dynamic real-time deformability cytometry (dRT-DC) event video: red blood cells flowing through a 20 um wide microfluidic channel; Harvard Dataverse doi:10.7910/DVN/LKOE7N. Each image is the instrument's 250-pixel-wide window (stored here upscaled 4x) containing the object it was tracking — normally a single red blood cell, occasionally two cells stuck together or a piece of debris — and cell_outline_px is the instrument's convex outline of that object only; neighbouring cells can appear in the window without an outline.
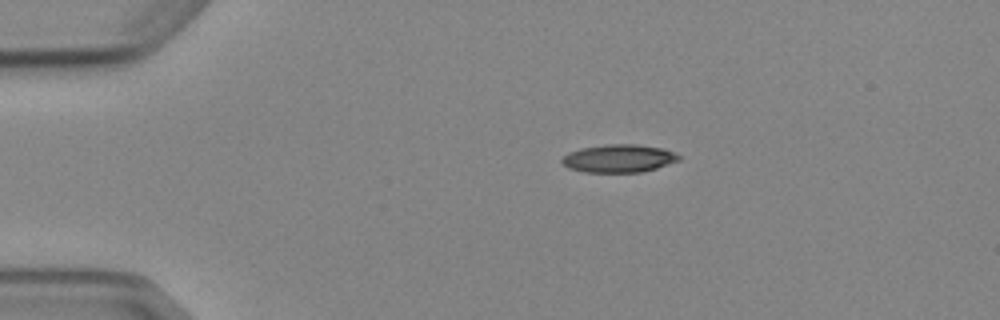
{"species": "Egyptian fruit bat (a non-hibernating species)", "species_latin": "Rousettus aegyptiacus", "temperature_condition": "cold", "stored_images_in_passage": 2, "camera_frame_rate_fps": 3000, "um_per_image_px": 0.085, "animal": {"sex": "female"}, "frame": {"image": 1, "passage_image": 1, "time_ms": 0.0, "image_size_px": [1000, 320], "cell_outline_px": [[680, 160], [656, 168], [640, 172], [584, 172], [568, 168], [560, 160], [568, 152], [580, 148], [608, 144], [636, 144], [664, 148], [680, 156]], "centroid_in_image_um": [52.58, 13.46], "position_along_channel_um": 32.4, "area_um2": 19.02}}